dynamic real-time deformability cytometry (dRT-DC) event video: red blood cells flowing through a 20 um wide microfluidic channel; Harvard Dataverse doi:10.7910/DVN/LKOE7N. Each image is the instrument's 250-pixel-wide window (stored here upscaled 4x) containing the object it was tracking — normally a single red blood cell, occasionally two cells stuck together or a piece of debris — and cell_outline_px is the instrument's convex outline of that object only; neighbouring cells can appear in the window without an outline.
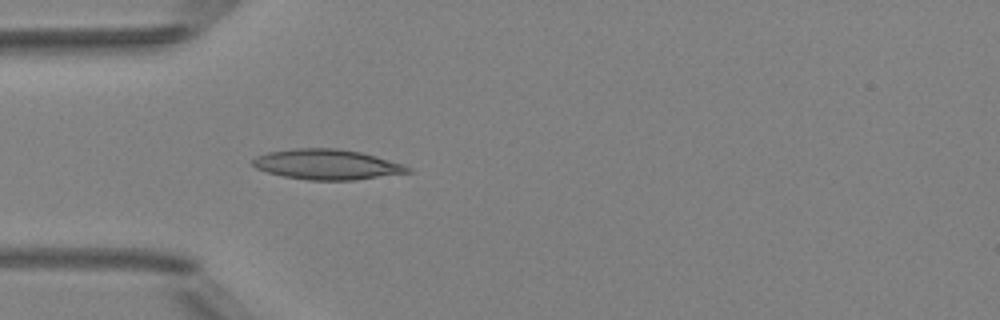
{"species": "Egyptian fruit bat (a non-hibernating species)", "species_latin": "Rousettus aegyptiacus", "temperature_condition": "room temperature", "stored_images_in_passage": 5, "camera_frame_rate_fps": 3000, "um_per_image_px": 0.085, "animal": {"sex": "female"}, "frame": {"image": 1, "passage_image": 5, "time_ms": 5.333, "image_size_px": [1000, 320], "cell_outline_px": [[412, 172], [352, 180], [308, 180], [284, 176], [268, 172], [256, 168], [252, 164], [252, 160], [256, 156], [268, 152], [292, 148], [336, 148], [360, 152], [376, 156], [404, 164], [412, 168]], "centroid_in_image_um": [27.8, 13.97], "position_along_channel_um": 57.2, "area_um2": 27.28}}